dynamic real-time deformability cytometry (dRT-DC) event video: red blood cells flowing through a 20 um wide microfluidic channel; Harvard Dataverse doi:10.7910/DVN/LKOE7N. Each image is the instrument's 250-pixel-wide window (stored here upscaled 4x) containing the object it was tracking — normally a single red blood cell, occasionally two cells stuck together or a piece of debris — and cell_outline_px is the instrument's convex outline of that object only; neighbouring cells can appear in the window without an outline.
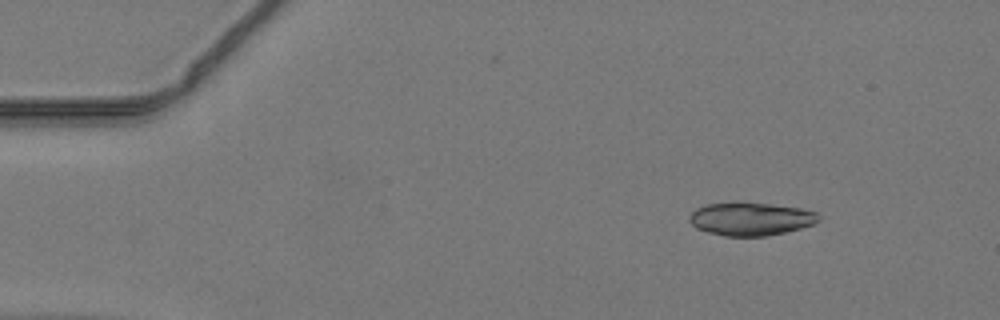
{"species": "common noctule bat (a hibernating species)", "species_latin": "Nyctalus noctula", "temperature_condition": "warm", "stored_images_in_passage": 40, "camera_frame_rate_fps": 3000, "um_per_image_px": 0.085, "animal": {"sex": "male", "body_mass_g": 19.2, "forearm_length_mm": 51.8}, "frame": {"image": 1, "passage_image": 1, "time_ms": 0.0, "image_size_px": [1000, 320], "cell_outline_px": [[820, 220], [812, 224], [800, 228], [768, 236], [724, 236], [708, 232], [696, 228], [688, 220], [688, 216], [696, 208], [708, 204], [736, 200], [772, 204], [800, 208], [816, 212], [820, 216]], "centroid_in_image_um": [63.77, 18.58], "position_along_channel_um": 21.2, "area_um2": 25.37}}
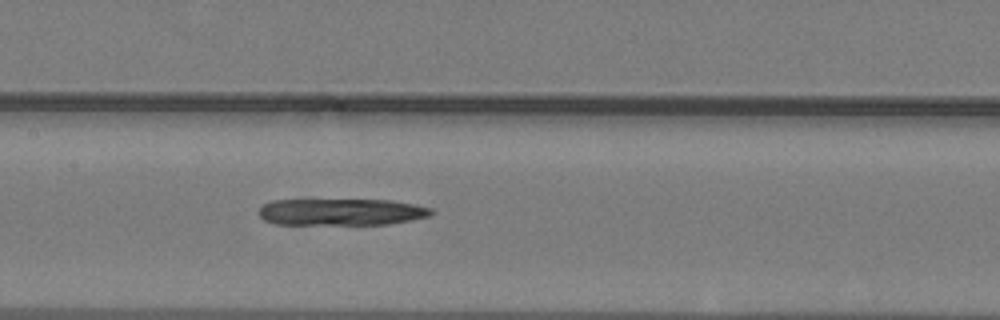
{"frame": {"image": 2, "passage_image": 18, "time_ms": 5.667, "image_size_px": [1000, 320], "cell_outline_px": [[436, 212], [428, 216], [388, 224], [276, 224], [264, 220], [260, 216], [260, 208], [264, 204], [272, 200], [392, 200], [416, 204], [432, 208]], "centroid_in_image_um": [29.04, 18.01], "position_along_channel_um": 178.4, "area_um2": 26.82}}
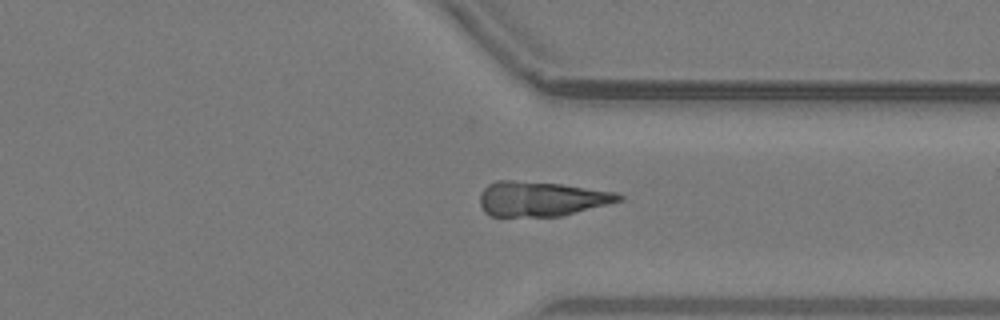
{"frame": {"image": 3, "passage_image": 31, "time_ms": 10.0, "image_size_px": [1000, 320], "cell_outline_px": [[624, 200], [564, 216], [492, 216], [484, 212], [480, 204], [480, 192], [488, 184], [496, 180], [512, 180], [560, 184], [616, 192], [624, 196]], "centroid_in_image_um": [46.02, 16.9], "position_along_channel_um": 365.4, "area_um2": 28.32}}